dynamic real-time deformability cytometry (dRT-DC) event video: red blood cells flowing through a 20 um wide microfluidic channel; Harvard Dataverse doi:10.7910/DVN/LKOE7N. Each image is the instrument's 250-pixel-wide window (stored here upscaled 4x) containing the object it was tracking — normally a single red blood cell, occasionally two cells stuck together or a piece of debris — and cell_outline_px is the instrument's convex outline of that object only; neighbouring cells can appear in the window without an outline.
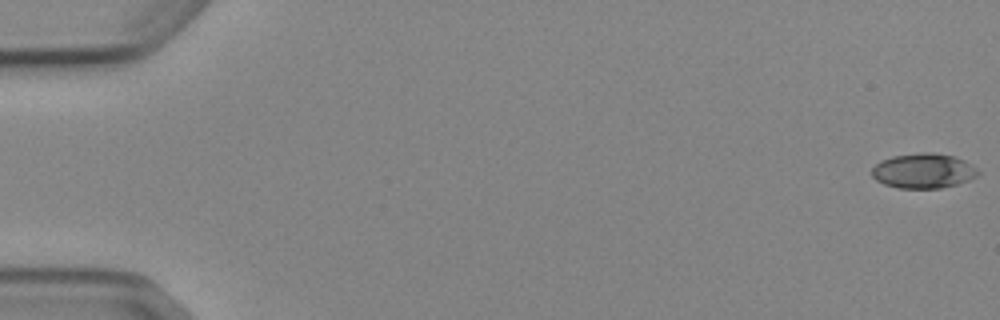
{"species": "Egyptian fruit bat (a non-hibernating species)", "species_latin": "Rousettus aegyptiacus", "temperature_condition": "cold", "stored_images_in_passage": 8, "camera_frame_rate_fps": 3000, "um_per_image_px": 0.085, "animal": {"sex": "female"}, "frame": {"image": 1, "passage_image": 1, "time_ms": 0.0, "image_size_px": [1000, 320], "cell_outline_px": [[980, 172], [976, 176], [968, 180], [956, 184], [940, 188], [900, 188], [884, 184], [876, 180], [872, 176], [872, 168], [880, 160], [892, 156], [920, 152], [932, 152], [952, 156], [964, 160], [976, 168]], "centroid_in_image_um": [78.46, 14.51], "position_along_channel_um": 6.5, "area_um2": 21.5}}
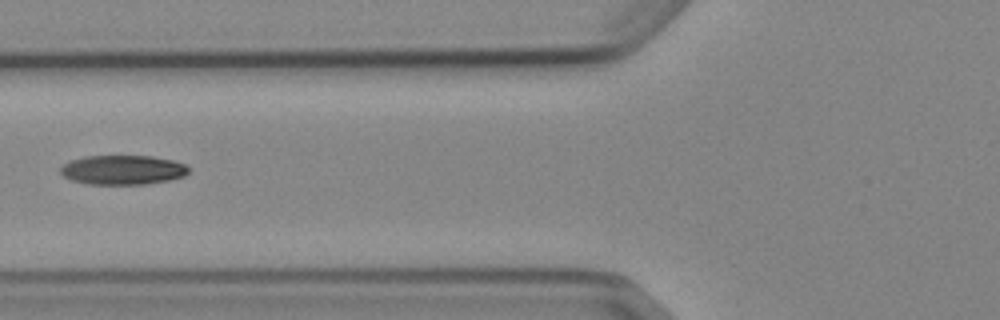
{"frame": {"image": 2, "passage_image": 7, "time_ms": 7.0, "image_size_px": [1000, 320], "cell_outline_px": [[188, 172], [184, 176], [172, 180], [148, 184], [88, 184], [72, 180], [64, 176], [60, 172], [60, 168], [68, 160], [84, 156], [152, 156], [172, 160], [184, 164], [188, 168]], "centroid_in_image_um": [10.42, 14.44], "position_along_channel_um": 115.4, "area_um2": 22.08}}
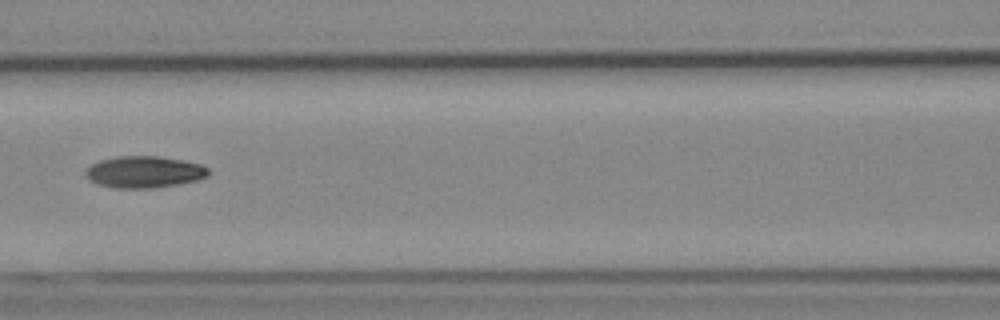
{"frame": {"image": 3, "passage_image": 8, "time_ms": 8.0, "image_size_px": [1000, 320], "cell_outline_px": [[212, 172], [208, 176], [200, 180], [152, 188], [112, 188], [96, 184], [88, 180], [84, 176], [84, 172], [92, 164], [100, 160], [116, 156], [160, 156], [200, 164], [208, 168]], "centroid_in_image_um": [12.24, 14.62], "position_along_channel_um": 154.4, "area_um2": 22.95}}